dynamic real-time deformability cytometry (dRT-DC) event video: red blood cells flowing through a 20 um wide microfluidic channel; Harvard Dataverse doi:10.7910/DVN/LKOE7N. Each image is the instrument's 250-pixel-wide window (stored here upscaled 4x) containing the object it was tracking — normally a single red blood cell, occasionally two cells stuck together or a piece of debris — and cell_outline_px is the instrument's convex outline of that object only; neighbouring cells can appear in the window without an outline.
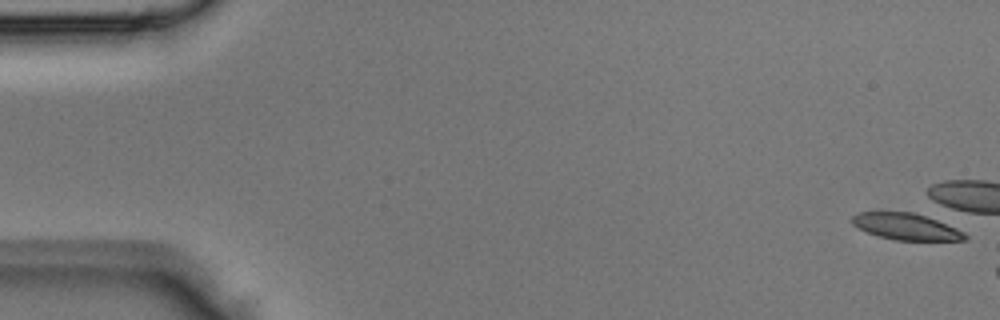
{"species": "Egyptian fruit bat (a non-hibernating species)", "species_latin": "Rousettus aegyptiacus", "temperature_condition": "room temperature", "stored_images_in_passage": 4, "camera_frame_rate_fps": 3000, "um_per_image_px": 0.085, "animal": {"sex": "male"}, "frame": {"image": 1, "passage_image": 1, "time_ms": 0.0, "image_size_px": [1000, 320], "cell_outline_px": [[968, 240], [896, 240], [880, 236], [856, 228], [852, 224], [852, 216], [860, 212], [912, 212], [936, 220], [956, 228], [964, 232], [968, 236]], "centroid_in_image_um": [77.01, 19.26], "position_along_channel_um": 8.0, "area_um2": 17.22}}